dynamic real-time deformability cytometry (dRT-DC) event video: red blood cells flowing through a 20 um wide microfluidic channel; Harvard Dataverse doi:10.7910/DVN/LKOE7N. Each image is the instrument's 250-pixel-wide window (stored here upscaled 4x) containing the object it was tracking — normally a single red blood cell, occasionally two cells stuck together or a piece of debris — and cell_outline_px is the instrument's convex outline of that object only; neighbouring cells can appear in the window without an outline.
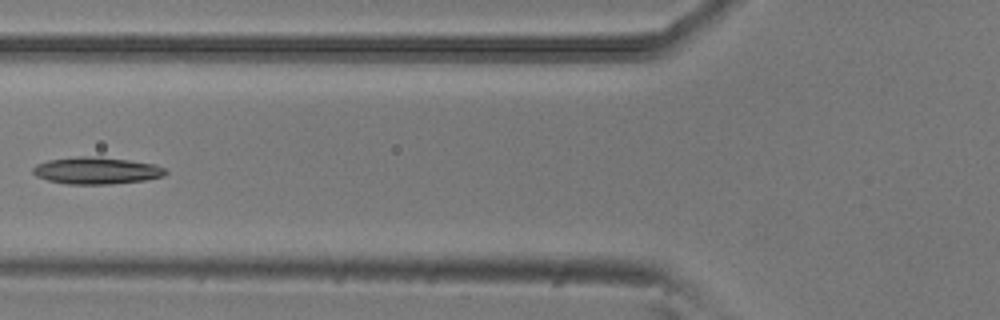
{"species": "common noctule bat (a hibernating species)", "species_latin": "Nyctalus noctula", "temperature_condition": "room temperature", "stored_images_in_passage": 5, "camera_frame_rate_fps": 3000, "um_per_image_px": 0.085, "animal": {"sex": "male", "body_mass_g": 20.5, "forearm_length_mm": 52.5}, "frame": {"image": 1, "passage_image": 5, "time_ms": 1.333, "image_size_px": [1000, 320], "cell_outline_px": [[168, 172], [164, 176], [144, 180], [108, 184], [68, 184], [48, 180], [36, 176], [32, 172], [32, 168], [36, 164], [48, 160], [76, 156], [96, 156], [128, 160], [156, 164], [164, 168]], "centroid_in_image_um": [8.19, 14.49], "position_along_channel_um": 117.6, "area_um2": 20.87}}